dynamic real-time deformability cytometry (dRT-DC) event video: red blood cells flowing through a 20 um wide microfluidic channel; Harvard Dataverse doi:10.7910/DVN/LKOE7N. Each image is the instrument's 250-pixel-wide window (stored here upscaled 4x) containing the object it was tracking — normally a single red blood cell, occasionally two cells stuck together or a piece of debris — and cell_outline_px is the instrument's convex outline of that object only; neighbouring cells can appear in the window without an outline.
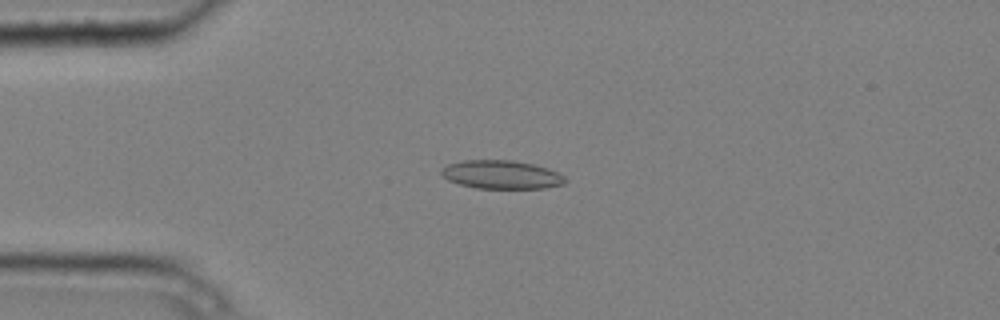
{"species": "common noctule bat (a hibernating species)", "species_latin": "Nyctalus noctula", "temperature_condition": "cold", "stored_images_in_passage": 7, "camera_frame_rate_fps": 3000, "um_per_image_px": 0.085, "animal": {"sex": "male", "body_mass_g": 20.4}, "frame": {"image": 1, "passage_image": 1, "time_ms": 0.0, "image_size_px": [1000, 320], "cell_outline_px": [[568, 180], [564, 184], [544, 188], [476, 188], [460, 184], [448, 180], [440, 172], [448, 164], [464, 160], [512, 160], [532, 164], [548, 168], [564, 176]], "centroid_in_image_um": [42.65, 14.84], "position_along_channel_um": 42.4, "area_um2": 20.4}}
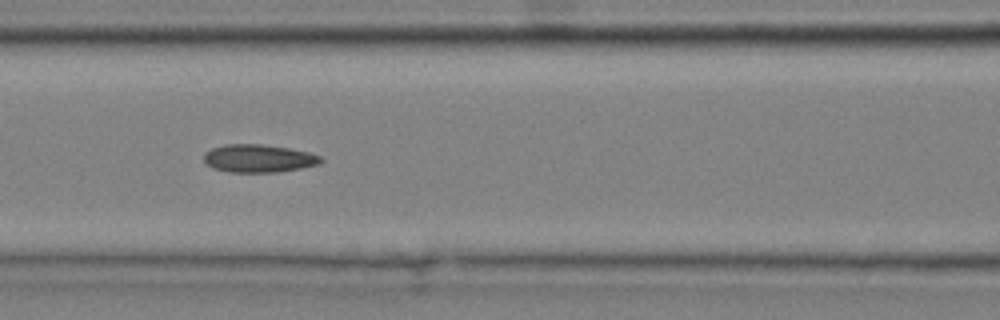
{"frame": {"image": 2, "passage_image": 4, "time_ms": 1.0, "image_size_px": [1000, 320], "cell_outline_px": [[324, 160], [320, 164], [300, 168], [276, 172], [232, 172], [212, 168], [204, 160], [204, 152], [212, 148], [224, 144], [264, 144], [288, 148], [308, 152], [320, 156]], "centroid_in_image_um": [21.98, 13.46], "position_along_channel_um": 144.6, "area_um2": 19.02}}
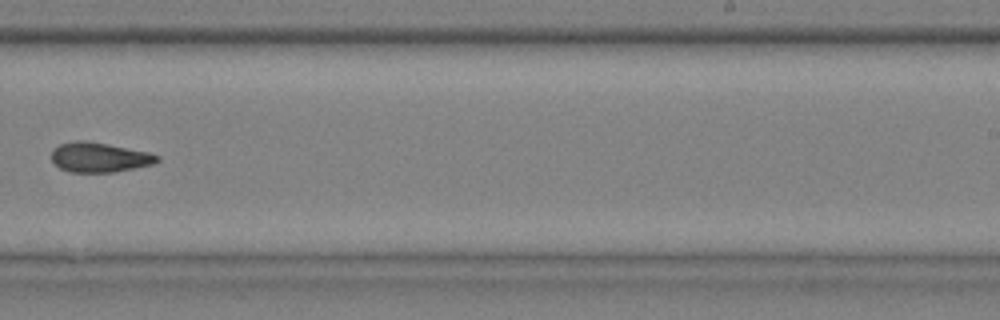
{"frame": {"image": 3, "passage_image": 7, "time_ms": 2.0, "image_size_px": [1000, 320], "cell_outline_px": [[160, 160], [152, 164], [112, 172], [68, 172], [60, 168], [52, 160], [52, 152], [60, 144], [76, 140], [84, 140], [108, 144], [148, 152], [160, 156]], "centroid_in_image_um": [8.44, 13.37], "position_along_channel_um": 280.6, "area_um2": 18.09}}